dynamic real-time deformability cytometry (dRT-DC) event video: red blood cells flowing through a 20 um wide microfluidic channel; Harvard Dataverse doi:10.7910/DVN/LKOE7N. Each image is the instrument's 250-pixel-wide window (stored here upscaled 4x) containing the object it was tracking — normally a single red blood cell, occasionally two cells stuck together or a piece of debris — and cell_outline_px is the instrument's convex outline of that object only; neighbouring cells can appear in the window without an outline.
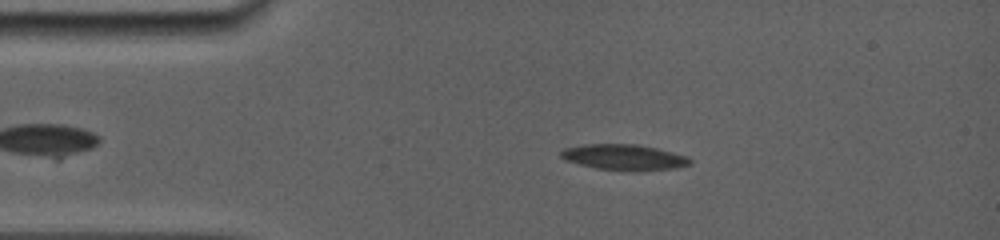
{"species": "common noctule bat (a hibernating species)", "species_latin": "Nyctalus noctula", "temperature_condition": "room temperature", "stored_images_in_passage": 84, "camera_frame_rate_fps": 5000, "um_per_image_px": 0.085, "animal": {"sex": "female", "body_mass_g": 19.0, "forearm_length_mm": 56.7}, "frame": {"image": 1, "passage_image": 13, "time_ms": 1.8, "image_size_px": [1000, 240], "cell_outline_px": [[692, 164], [676, 168], [636, 172], [632, 172], [596, 168], [564, 160], [560, 156], [560, 152], [564, 148], [584, 144], [636, 144], [656, 148], [688, 156], [692, 160]], "centroid_in_image_um": [53.07, 13.38], "position_along_channel_um": 31.9, "area_um2": 19.65}}
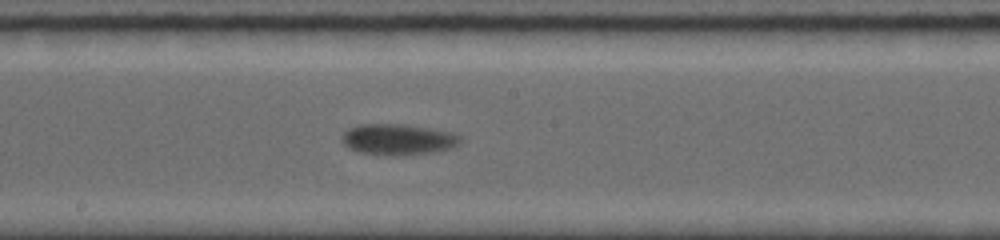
{"frame": {"image": 2, "passage_image": 47, "time_ms": 7.6, "image_size_px": [1000, 240], "cell_outline_px": [[460, 144], [452, 148], [436, 152], [396, 156], [360, 152], [348, 148], [340, 140], [340, 136], [348, 128], [356, 124], [408, 124], [432, 128], [452, 132], [460, 136]], "centroid_in_image_um": [33.82, 11.84], "position_along_channel_um": 214.4, "area_um2": 21.79}}
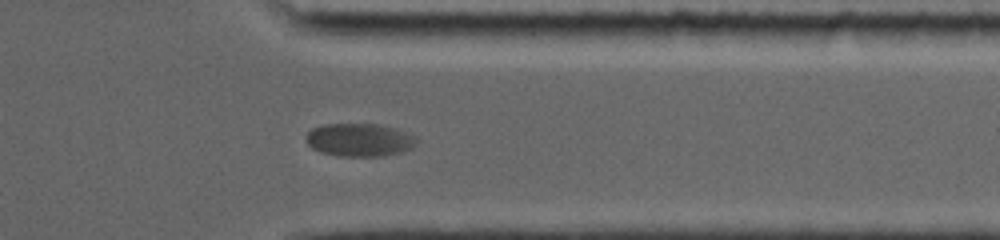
{"frame": {"image": 3, "passage_image": 76, "time_ms": 12.0, "image_size_px": [1000, 240], "cell_outline_px": [[416, 144], [412, 148], [400, 152], [384, 156], [340, 156], [320, 152], [312, 148], [308, 144], [304, 136], [312, 128], [324, 124], [380, 124], [396, 128], [416, 136]], "centroid_in_image_um": [30.55, 11.88], "position_along_channel_um": 380.9, "area_um2": 21.44}, "authors_computed_cell_mechanics": {"area_um2": 20.4323, "velocity_mm_per_s": 3.7658, "shape_relaxation_time_tau1_ms": 4.4857, "shape_relaxation_time_tau2_ms": null, "deformation_change_tau1": 0.1448, "deformation_change_tau2": null}}